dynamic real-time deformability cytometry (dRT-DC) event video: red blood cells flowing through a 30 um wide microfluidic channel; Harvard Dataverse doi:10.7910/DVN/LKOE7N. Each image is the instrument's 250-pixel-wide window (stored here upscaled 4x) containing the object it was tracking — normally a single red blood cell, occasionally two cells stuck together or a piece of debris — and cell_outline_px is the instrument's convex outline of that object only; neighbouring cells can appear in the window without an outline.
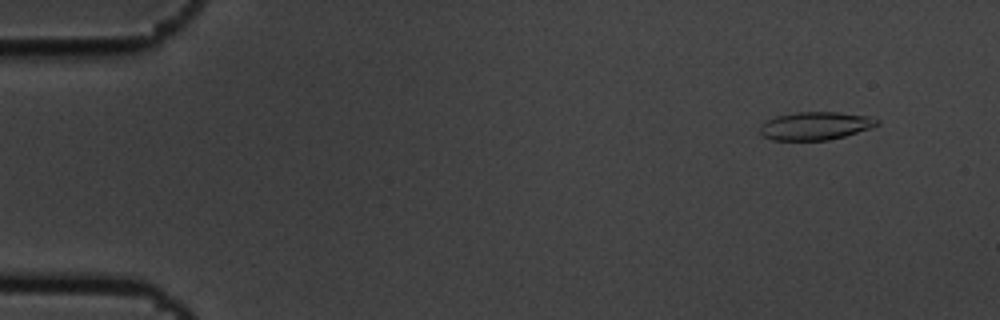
{"species": "common noctule bat (a hibernating species)", "species_latin": "Nyctalus noctula", "temperature_condition": "cold", "stored_images_in_passage": 6, "camera_frame_rate_fps": 3000, "um_per_image_px": 0.085, "animal": {"sex": "male", "body_mass_g": 19.5, "forearm_length_mm": 54.6}, "frame": {"image": 1, "passage_image": 1, "time_ms": 0.0, "image_size_px": [1000, 320], "cell_outline_px": [[880, 124], [872, 128], [844, 136], [828, 140], [772, 140], [764, 136], [760, 132], [760, 124], [776, 116], [796, 112], [840, 112], [868, 116], [880, 120]], "centroid_in_image_um": [69.33, 10.69], "position_along_channel_um": 15.7, "area_um2": 19.19}}
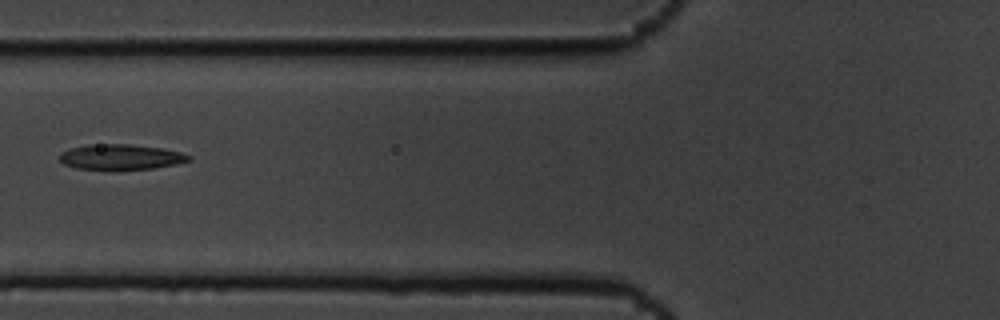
{"frame": {"image": 2, "passage_image": 6, "time_ms": 1.667, "image_size_px": [1000, 320], "cell_outline_px": [[192, 160], [176, 164], [156, 168], [116, 172], [112, 172], [76, 168], [64, 164], [60, 160], [60, 152], [72, 148], [88, 144], [132, 144], [164, 148], [180, 152], [192, 156]], "centroid_in_image_um": [10.29, 13.38], "position_along_channel_um": 115.5, "area_um2": 20.0}}